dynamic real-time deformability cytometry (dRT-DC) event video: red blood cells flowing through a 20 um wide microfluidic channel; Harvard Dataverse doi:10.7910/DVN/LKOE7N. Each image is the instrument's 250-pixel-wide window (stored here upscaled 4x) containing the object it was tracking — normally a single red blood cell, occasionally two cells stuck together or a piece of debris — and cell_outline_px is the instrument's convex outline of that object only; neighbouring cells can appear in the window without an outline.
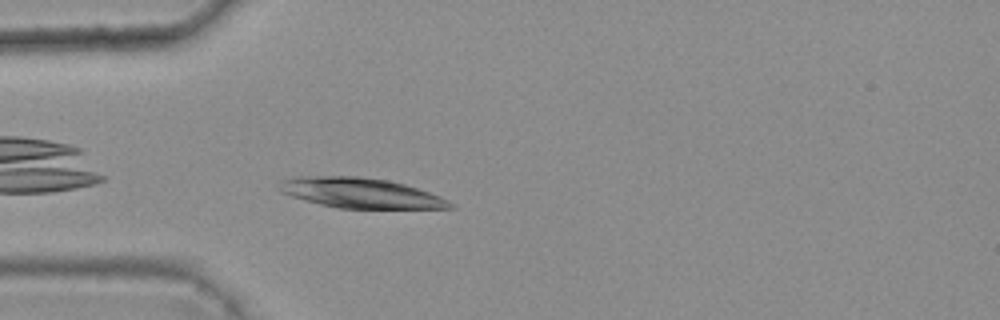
{"species": "common noctule bat (a hibernating species)", "species_latin": "Nyctalus noctula", "temperature_condition": "warm", "stored_images_in_passage": 6, "camera_frame_rate_fps": 3000, "um_per_image_px": 0.085, "animal": {"sex": "female", "body_mass_g": 25.1}, "frame": {"image": 1, "passage_image": 6, "time_ms": 1.667, "image_size_px": [1000, 320], "cell_outline_px": [[456, 208], [336, 208], [304, 200], [280, 192], [276, 188], [280, 180], [296, 176], [356, 176], [388, 180], [404, 184], [440, 196], [448, 200]], "centroid_in_image_um": [30.57, 16.39], "position_along_channel_um": 54.4, "area_um2": 29.94}}